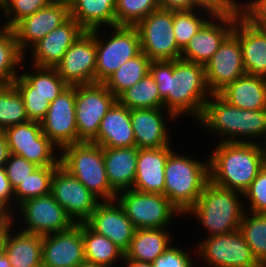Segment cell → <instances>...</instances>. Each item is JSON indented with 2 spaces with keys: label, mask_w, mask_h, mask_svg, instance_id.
<instances>
[{
  "label": "cell",
  "mask_w": 266,
  "mask_h": 267,
  "mask_svg": "<svg viewBox=\"0 0 266 267\" xmlns=\"http://www.w3.org/2000/svg\"><path fill=\"white\" fill-rule=\"evenodd\" d=\"M149 73L158 84L164 109L177 120L193 117L196 125L211 95L204 65L182 59L151 61Z\"/></svg>",
  "instance_id": "1"
},
{
  "label": "cell",
  "mask_w": 266,
  "mask_h": 267,
  "mask_svg": "<svg viewBox=\"0 0 266 267\" xmlns=\"http://www.w3.org/2000/svg\"><path fill=\"white\" fill-rule=\"evenodd\" d=\"M197 123L207 131L206 133L209 131L212 135L216 134L222 138L219 143L266 145V109H240L229 104L219 94L210 95Z\"/></svg>",
  "instance_id": "2"
},
{
  "label": "cell",
  "mask_w": 266,
  "mask_h": 267,
  "mask_svg": "<svg viewBox=\"0 0 266 267\" xmlns=\"http://www.w3.org/2000/svg\"><path fill=\"white\" fill-rule=\"evenodd\" d=\"M209 155V180L244 193L266 164V146L259 143L222 142Z\"/></svg>",
  "instance_id": "3"
},
{
  "label": "cell",
  "mask_w": 266,
  "mask_h": 267,
  "mask_svg": "<svg viewBox=\"0 0 266 267\" xmlns=\"http://www.w3.org/2000/svg\"><path fill=\"white\" fill-rule=\"evenodd\" d=\"M242 198V193L220 187L209 180L196 204L185 215L195 216V220L198 219L208 231L207 237L229 234L239 230L243 215L249 210Z\"/></svg>",
  "instance_id": "4"
},
{
  "label": "cell",
  "mask_w": 266,
  "mask_h": 267,
  "mask_svg": "<svg viewBox=\"0 0 266 267\" xmlns=\"http://www.w3.org/2000/svg\"><path fill=\"white\" fill-rule=\"evenodd\" d=\"M164 175V195L183 216L196 204L209 181V161L173 150L165 163Z\"/></svg>",
  "instance_id": "5"
},
{
  "label": "cell",
  "mask_w": 266,
  "mask_h": 267,
  "mask_svg": "<svg viewBox=\"0 0 266 267\" xmlns=\"http://www.w3.org/2000/svg\"><path fill=\"white\" fill-rule=\"evenodd\" d=\"M60 166L76 177L101 201L116 199L110 186L103 157V147L92 142H79L60 150Z\"/></svg>",
  "instance_id": "6"
},
{
  "label": "cell",
  "mask_w": 266,
  "mask_h": 267,
  "mask_svg": "<svg viewBox=\"0 0 266 267\" xmlns=\"http://www.w3.org/2000/svg\"><path fill=\"white\" fill-rule=\"evenodd\" d=\"M109 29L112 34L108 37L101 33L102 29H96L95 83H104L120 66L141 53L140 35L135 26Z\"/></svg>",
  "instance_id": "7"
},
{
  "label": "cell",
  "mask_w": 266,
  "mask_h": 267,
  "mask_svg": "<svg viewBox=\"0 0 266 267\" xmlns=\"http://www.w3.org/2000/svg\"><path fill=\"white\" fill-rule=\"evenodd\" d=\"M116 200L136 229L167 228L172 218L182 215L163 194L132 188L118 192Z\"/></svg>",
  "instance_id": "8"
},
{
  "label": "cell",
  "mask_w": 266,
  "mask_h": 267,
  "mask_svg": "<svg viewBox=\"0 0 266 267\" xmlns=\"http://www.w3.org/2000/svg\"><path fill=\"white\" fill-rule=\"evenodd\" d=\"M3 132L7 138L10 154L23 157L39 167L60 165V150L43 133L40 122L29 120L10 126Z\"/></svg>",
  "instance_id": "9"
},
{
  "label": "cell",
  "mask_w": 266,
  "mask_h": 267,
  "mask_svg": "<svg viewBox=\"0 0 266 267\" xmlns=\"http://www.w3.org/2000/svg\"><path fill=\"white\" fill-rule=\"evenodd\" d=\"M135 27L140 35L141 52L151 61L180 59L182 49L175 40L172 10L159 8Z\"/></svg>",
  "instance_id": "10"
},
{
  "label": "cell",
  "mask_w": 266,
  "mask_h": 267,
  "mask_svg": "<svg viewBox=\"0 0 266 267\" xmlns=\"http://www.w3.org/2000/svg\"><path fill=\"white\" fill-rule=\"evenodd\" d=\"M199 243L194 254L202 258L204 267H262L239 230L206 237Z\"/></svg>",
  "instance_id": "11"
},
{
  "label": "cell",
  "mask_w": 266,
  "mask_h": 267,
  "mask_svg": "<svg viewBox=\"0 0 266 267\" xmlns=\"http://www.w3.org/2000/svg\"><path fill=\"white\" fill-rule=\"evenodd\" d=\"M117 101L103 83L75 86L76 126L79 142H92L102 118Z\"/></svg>",
  "instance_id": "12"
},
{
  "label": "cell",
  "mask_w": 266,
  "mask_h": 267,
  "mask_svg": "<svg viewBox=\"0 0 266 267\" xmlns=\"http://www.w3.org/2000/svg\"><path fill=\"white\" fill-rule=\"evenodd\" d=\"M16 209L20 213L18 217L21 216L18 219L24 222L20 230L28 233L43 236L67 230L75 224L51 194L27 199Z\"/></svg>",
  "instance_id": "13"
},
{
  "label": "cell",
  "mask_w": 266,
  "mask_h": 267,
  "mask_svg": "<svg viewBox=\"0 0 266 267\" xmlns=\"http://www.w3.org/2000/svg\"><path fill=\"white\" fill-rule=\"evenodd\" d=\"M74 223L85 222L101 200L60 165L51 181V193Z\"/></svg>",
  "instance_id": "14"
},
{
  "label": "cell",
  "mask_w": 266,
  "mask_h": 267,
  "mask_svg": "<svg viewBox=\"0 0 266 267\" xmlns=\"http://www.w3.org/2000/svg\"><path fill=\"white\" fill-rule=\"evenodd\" d=\"M54 68L69 86L95 83L96 29L85 31Z\"/></svg>",
  "instance_id": "15"
},
{
  "label": "cell",
  "mask_w": 266,
  "mask_h": 267,
  "mask_svg": "<svg viewBox=\"0 0 266 267\" xmlns=\"http://www.w3.org/2000/svg\"><path fill=\"white\" fill-rule=\"evenodd\" d=\"M240 9L231 14L213 15L181 50L180 59L205 65L233 32Z\"/></svg>",
  "instance_id": "16"
},
{
  "label": "cell",
  "mask_w": 266,
  "mask_h": 267,
  "mask_svg": "<svg viewBox=\"0 0 266 267\" xmlns=\"http://www.w3.org/2000/svg\"><path fill=\"white\" fill-rule=\"evenodd\" d=\"M68 0H55L34 14L17 22L13 27L16 41L22 53L70 18Z\"/></svg>",
  "instance_id": "17"
},
{
  "label": "cell",
  "mask_w": 266,
  "mask_h": 267,
  "mask_svg": "<svg viewBox=\"0 0 266 267\" xmlns=\"http://www.w3.org/2000/svg\"><path fill=\"white\" fill-rule=\"evenodd\" d=\"M43 133L61 150L78 143L75 110V86H69L49 106L40 122Z\"/></svg>",
  "instance_id": "18"
},
{
  "label": "cell",
  "mask_w": 266,
  "mask_h": 267,
  "mask_svg": "<svg viewBox=\"0 0 266 267\" xmlns=\"http://www.w3.org/2000/svg\"><path fill=\"white\" fill-rule=\"evenodd\" d=\"M84 262L83 223L42 236V267H78Z\"/></svg>",
  "instance_id": "19"
},
{
  "label": "cell",
  "mask_w": 266,
  "mask_h": 267,
  "mask_svg": "<svg viewBox=\"0 0 266 267\" xmlns=\"http://www.w3.org/2000/svg\"><path fill=\"white\" fill-rule=\"evenodd\" d=\"M206 84L211 94H218L227 85L246 74L239 39L231 33L204 65Z\"/></svg>",
  "instance_id": "20"
},
{
  "label": "cell",
  "mask_w": 266,
  "mask_h": 267,
  "mask_svg": "<svg viewBox=\"0 0 266 267\" xmlns=\"http://www.w3.org/2000/svg\"><path fill=\"white\" fill-rule=\"evenodd\" d=\"M85 223L94 232L111 240L124 253L128 250L136 230L116 199L101 201Z\"/></svg>",
  "instance_id": "21"
},
{
  "label": "cell",
  "mask_w": 266,
  "mask_h": 267,
  "mask_svg": "<svg viewBox=\"0 0 266 267\" xmlns=\"http://www.w3.org/2000/svg\"><path fill=\"white\" fill-rule=\"evenodd\" d=\"M130 118L135 146L138 149L171 146V136L168 134L170 128L166 123H169L171 119V122L177 119L170 112L164 108L132 109Z\"/></svg>",
  "instance_id": "22"
},
{
  "label": "cell",
  "mask_w": 266,
  "mask_h": 267,
  "mask_svg": "<svg viewBox=\"0 0 266 267\" xmlns=\"http://www.w3.org/2000/svg\"><path fill=\"white\" fill-rule=\"evenodd\" d=\"M86 30L72 17L52 30L31 49V64L36 67L54 68L63 58L69 47Z\"/></svg>",
  "instance_id": "23"
},
{
  "label": "cell",
  "mask_w": 266,
  "mask_h": 267,
  "mask_svg": "<svg viewBox=\"0 0 266 267\" xmlns=\"http://www.w3.org/2000/svg\"><path fill=\"white\" fill-rule=\"evenodd\" d=\"M15 225L18 223L10 222L0 231V243L10 264L13 267H42V235L22 231Z\"/></svg>",
  "instance_id": "24"
},
{
  "label": "cell",
  "mask_w": 266,
  "mask_h": 267,
  "mask_svg": "<svg viewBox=\"0 0 266 267\" xmlns=\"http://www.w3.org/2000/svg\"><path fill=\"white\" fill-rule=\"evenodd\" d=\"M240 41L246 74L266 77V29L240 15L232 32Z\"/></svg>",
  "instance_id": "25"
},
{
  "label": "cell",
  "mask_w": 266,
  "mask_h": 267,
  "mask_svg": "<svg viewBox=\"0 0 266 267\" xmlns=\"http://www.w3.org/2000/svg\"><path fill=\"white\" fill-rule=\"evenodd\" d=\"M172 148L173 146L138 149L133 189L141 192L164 195L165 163L169 154L174 150Z\"/></svg>",
  "instance_id": "26"
},
{
  "label": "cell",
  "mask_w": 266,
  "mask_h": 267,
  "mask_svg": "<svg viewBox=\"0 0 266 267\" xmlns=\"http://www.w3.org/2000/svg\"><path fill=\"white\" fill-rule=\"evenodd\" d=\"M92 143L112 148L135 146L130 109L116 101L102 118L97 137Z\"/></svg>",
  "instance_id": "27"
},
{
  "label": "cell",
  "mask_w": 266,
  "mask_h": 267,
  "mask_svg": "<svg viewBox=\"0 0 266 267\" xmlns=\"http://www.w3.org/2000/svg\"><path fill=\"white\" fill-rule=\"evenodd\" d=\"M103 157L110 186L118 193L132 189L138 157V148L103 147Z\"/></svg>",
  "instance_id": "28"
},
{
  "label": "cell",
  "mask_w": 266,
  "mask_h": 267,
  "mask_svg": "<svg viewBox=\"0 0 266 267\" xmlns=\"http://www.w3.org/2000/svg\"><path fill=\"white\" fill-rule=\"evenodd\" d=\"M218 94L240 109H266V77L245 74Z\"/></svg>",
  "instance_id": "29"
},
{
  "label": "cell",
  "mask_w": 266,
  "mask_h": 267,
  "mask_svg": "<svg viewBox=\"0 0 266 267\" xmlns=\"http://www.w3.org/2000/svg\"><path fill=\"white\" fill-rule=\"evenodd\" d=\"M70 16L86 31L116 26V0H68Z\"/></svg>",
  "instance_id": "30"
},
{
  "label": "cell",
  "mask_w": 266,
  "mask_h": 267,
  "mask_svg": "<svg viewBox=\"0 0 266 267\" xmlns=\"http://www.w3.org/2000/svg\"><path fill=\"white\" fill-rule=\"evenodd\" d=\"M171 235L167 228L136 229L125 257L152 263L174 243Z\"/></svg>",
  "instance_id": "31"
},
{
  "label": "cell",
  "mask_w": 266,
  "mask_h": 267,
  "mask_svg": "<svg viewBox=\"0 0 266 267\" xmlns=\"http://www.w3.org/2000/svg\"><path fill=\"white\" fill-rule=\"evenodd\" d=\"M85 262L102 267H115L125 253L107 237L94 232L83 222Z\"/></svg>",
  "instance_id": "32"
},
{
  "label": "cell",
  "mask_w": 266,
  "mask_h": 267,
  "mask_svg": "<svg viewBox=\"0 0 266 267\" xmlns=\"http://www.w3.org/2000/svg\"><path fill=\"white\" fill-rule=\"evenodd\" d=\"M24 56L13 29L0 25V86L12 84L18 77L26 62Z\"/></svg>",
  "instance_id": "33"
},
{
  "label": "cell",
  "mask_w": 266,
  "mask_h": 267,
  "mask_svg": "<svg viewBox=\"0 0 266 267\" xmlns=\"http://www.w3.org/2000/svg\"><path fill=\"white\" fill-rule=\"evenodd\" d=\"M117 101L128 109L164 108V100L160 97L158 84L150 73L137 84L123 91Z\"/></svg>",
  "instance_id": "34"
},
{
  "label": "cell",
  "mask_w": 266,
  "mask_h": 267,
  "mask_svg": "<svg viewBox=\"0 0 266 267\" xmlns=\"http://www.w3.org/2000/svg\"><path fill=\"white\" fill-rule=\"evenodd\" d=\"M150 64L151 60L141 52L120 66L103 84L118 97L149 73Z\"/></svg>",
  "instance_id": "35"
},
{
  "label": "cell",
  "mask_w": 266,
  "mask_h": 267,
  "mask_svg": "<svg viewBox=\"0 0 266 267\" xmlns=\"http://www.w3.org/2000/svg\"><path fill=\"white\" fill-rule=\"evenodd\" d=\"M58 166L38 167L28 178L22 181L14 189V214L11 216V222L16 223V207L23 201L45 196L51 193V181L54 171Z\"/></svg>",
  "instance_id": "36"
},
{
  "label": "cell",
  "mask_w": 266,
  "mask_h": 267,
  "mask_svg": "<svg viewBox=\"0 0 266 267\" xmlns=\"http://www.w3.org/2000/svg\"><path fill=\"white\" fill-rule=\"evenodd\" d=\"M30 68L31 71L24 69L20 74L32 85V93L44 95L50 103L69 87L55 68Z\"/></svg>",
  "instance_id": "37"
},
{
  "label": "cell",
  "mask_w": 266,
  "mask_h": 267,
  "mask_svg": "<svg viewBox=\"0 0 266 267\" xmlns=\"http://www.w3.org/2000/svg\"><path fill=\"white\" fill-rule=\"evenodd\" d=\"M257 261L266 265V213L245 212L239 226Z\"/></svg>",
  "instance_id": "38"
},
{
  "label": "cell",
  "mask_w": 266,
  "mask_h": 267,
  "mask_svg": "<svg viewBox=\"0 0 266 267\" xmlns=\"http://www.w3.org/2000/svg\"><path fill=\"white\" fill-rule=\"evenodd\" d=\"M212 16L210 12L198 8L173 11V30L177 45L183 49Z\"/></svg>",
  "instance_id": "39"
},
{
  "label": "cell",
  "mask_w": 266,
  "mask_h": 267,
  "mask_svg": "<svg viewBox=\"0 0 266 267\" xmlns=\"http://www.w3.org/2000/svg\"><path fill=\"white\" fill-rule=\"evenodd\" d=\"M29 121L22 96L13 84L0 86V131Z\"/></svg>",
  "instance_id": "40"
},
{
  "label": "cell",
  "mask_w": 266,
  "mask_h": 267,
  "mask_svg": "<svg viewBox=\"0 0 266 267\" xmlns=\"http://www.w3.org/2000/svg\"><path fill=\"white\" fill-rule=\"evenodd\" d=\"M159 8L158 0H116V26H136Z\"/></svg>",
  "instance_id": "41"
},
{
  "label": "cell",
  "mask_w": 266,
  "mask_h": 267,
  "mask_svg": "<svg viewBox=\"0 0 266 267\" xmlns=\"http://www.w3.org/2000/svg\"><path fill=\"white\" fill-rule=\"evenodd\" d=\"M12 84L22 96L28 119L41 122L50 106L48 99L39 93H32V85L21 74Z\"/></svg>",
  "instance_id": "42"
},
{
  "label": "cell",
  "mask_w": 266,
  "mask_h": 267,
  "mask_svg": "<svg viewBox=\"0 0 266 267\" xmlns=\"http://www.w3.org/2000/svg\"><path fill=\"white\" fill-rule=\"evenodd\" d=\"M55 0H13L1 13L8 18L2 26L12 28L23 18L30 16L43 7L48 6Z\"/></svg>",
  "instance_id": "43"
},
{
  "label": "cell",
  "mask_w": 266,
  "mask_h": 267,
  "mask_svg": "<svg viewBox=\"0 0 266 267\" xmlns=\"http://www.w3.org/2000/svg\"><path fill=\"white\" fill-rule=\"evenodd\" d=\"M243 198V201L248 202L247 205H249L250 210L247 212L266 213V164L243 193Z\"/></svg>",
  "instance_id": "44"
},
{
  "label": "cell",
  "mask_w": 266,
  "mask_h": 267,
  "mask_svg": "<svg viewBox=\"0 0 266 267\" xmlns=\"http://www.w3.org/2000/svg\"><path fill=\"white\" fill-rule=\"evenodd\" d=\"M39 166L23 157L10 154L4 168L13 189L31 175Z\"/></svg>",
  "instance_id": "45"
},
{
  "label": "cell",
  "mask_w": 266,
  "mask_h": 267,
  "mask_svg": "<svg viewBox=\"0 0 266 267\" xmlns=\"http://www.w3.org/2000/svg\"><path fill=\"white\" fill-rule=\"evenodd\" d=\"M184 248L170 245L162 255L158 256L153 262V267H194L193 258L190 252L183 250Z\"/></svg>",
  "instance_id": "46"
},
{
  "label": "cell",
  "mask_w": 266,
  "mask_h": 267,
  "mask_svg": "<svg viewBox=\"0 0 266 267\" xmlns=\"http://www.w3.org/2000/svg\"><path fill=\"white\" fill-rule=\"evenodd\" d=\"M240 0L241 15L251 24L266 29V0Z\"/></svg>",
  "instance_id": "47"
},
{
  "label": "cell",
  "mask_w": 266,
  "mask_h": 267,
  "mask_svg": "<svg viewBox=\"0 0 266 267\" xmlns=\"http://www.w3.org/2000/svg\"><path fill=\"white\" fill-rule=\"evenodd\" d=\"M195 8L203 9L212 15H226L239 10V0H191Z\"/></svg>",
  "instance_id": "48"
},
{
  "label": "cell",
  "mask_w": 266,
  "mask_h": 267,
  "mask_svg": "<svg viewBox=\"0 0 266 267\" xmlns=\"http://www.w3.org/2000/svg\"><path fill=\"white\" fill-rule=\"evenodd\" d=\"M0 206L10 216L14 214V189L10 184L4 167H0Z\"/></svg>",
  "instance_id": "49"
},
{
  "label": "cell",
  "mask_w": 266,
  "mask_h": 267,
  "mask_svg": "<svg viewBox=\"0 0 266 267\" xmlns=\"http://www.w3.org/2000/svg\"><path fill=\"white\" fill-rule=\"evenodd\" d=\"M162 9L180 11L195 9L191 0H158Z\"/></svg>",
  "instance_id": "50"
},
{
  "label": "cell",
  "mask_w": 266,
  "mask_h": 267,
  "mask_svg": "<svg viewBox=\"0 0 266 267\" xmlns=\"http://www.w3.org/2000/svg\"><path fill=\"white\" fill-rule=\"evenodd\" d=\"M9 156L10 150L6 135L3 131H0V167H4Z\"/></svg>",
  "instance_id": "51"
},
{
  "label": "cell",
  "mask_w": 266,
  "mask_h": 267,
  "mask_svg": "<svg viewBox=\"0 0 266 267\" xmlns=\"http://www.w3.org/2000/svg\"><path fill=\"white\" fill-rule=\"evenodd\" d=\"M122 263H125V267H153L152 263L127 259L125 256Z\"/></svg>",
  "instance_id": "52"
},
{
  "label": "cell",
  "mask_w": 266,
  "mask_h": 267,
  "mask_svg": "<svg viewBox=\"0 0 266 267\" xmlns=\"http://www.w3.org/2000/svg\"><path fill=\"white\" fill-rule=\"evenodd\" d=\"M11 222V216L0 206V231Z\"/></svg>",
  "instance_id": "53"
},
{
  "label": "cell",
  "mask_w": 266,
  "mask_h": 267,
  "mask_svg": "<svg viewBox=\"0 0 266 267\" xmlns=\"http://www.w3.org/2000/svg\"><path fill=\"white\" fill-rule=\"evenodd\" d=\"M0 267H13L5 254L4 247L0 243Z\"/></svg>",
  "instance_id": "54"
},
{
  "label": "cell",
  "mask_w": 266,
  "mask_h": 267,
  "mask_svg": "<svg viewBox=\"0 0 266 267\" xmlns=\"http://www.w3.org/2000/svg\"><path fill=\"white\" fill-rule=\"evenodd\" d=\"M13 0H0V11H2Z\"/></svg>",
  "instance_id": "55"
},
{
  "label": "cell",
  "mask_w": 266,
  "mask_h": 267,
  "mask_svg": "<svg viewBox=\"0 0 266 267\" xmlns=\"http://www.w3.org/2000/svg\"><path fill=\"white\" fill-rule=\"evenodd\" d=\"M78 267H102V266H98V265H95V264L84 262V263L80 264Z\"/></svg>",
  "instance_id": "56"
}]
</instances>
